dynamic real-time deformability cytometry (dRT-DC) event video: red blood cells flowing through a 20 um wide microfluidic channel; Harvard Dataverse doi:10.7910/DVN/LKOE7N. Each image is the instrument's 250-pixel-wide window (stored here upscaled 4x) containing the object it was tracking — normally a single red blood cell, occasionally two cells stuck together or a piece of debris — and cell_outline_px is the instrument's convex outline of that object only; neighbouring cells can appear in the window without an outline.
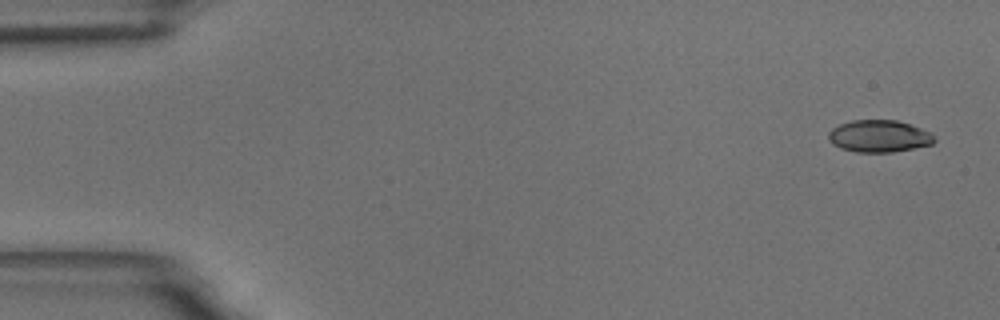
{"species": "common noctule bat (a hibernating species)", "species_latin": "Nyctalus noctula", "temperature_condition": "room temperature", "stored_images_in_passage": 4, "camera_frame_rate_fps": 3000, "um_per_image_px": 0.085, "animal": {"sex": "male", "body_mass_g": 18.8}, "frame": {"image": 1, "passage_image": 1, "time_ms": 0.0, "image_size_px": [1000, 320], "cell_outline_px": [[936, 140], [932, 144], [892, 152], [856, 152], [840, 148], [832, 144], [828, 140], [828, 132], [832, 128], [840, 124], [852, 120], [896, 120], [932, 132], [936, 136]], "centroid_in_image_um": [74.71, 11.57], "position_along_channel_um": 10.3, "area_um2": 19.88}}
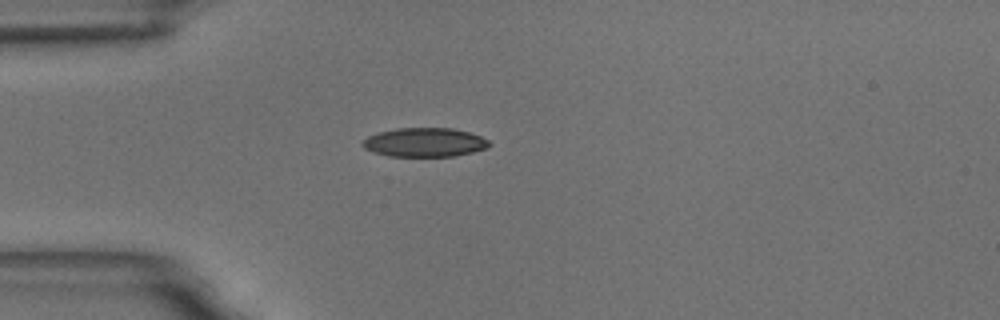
{"frame": {"image": 2, "passage_image": 4, "time_ms": 4.333, "image_size_px": [1000, 320], "cell_outline_px": [[492, 144], [488, 148], [456, 156], [388, 156], [364, 148], [360, 144], [368, 136], [380, 132], [396, 128], [452, 128], [468, 132], [480, 136], [488, 140]], "centroid_in_image_um": [36.12, 12.1], "position_along_channel_um": 48.9, "area_um2": 21.33}}